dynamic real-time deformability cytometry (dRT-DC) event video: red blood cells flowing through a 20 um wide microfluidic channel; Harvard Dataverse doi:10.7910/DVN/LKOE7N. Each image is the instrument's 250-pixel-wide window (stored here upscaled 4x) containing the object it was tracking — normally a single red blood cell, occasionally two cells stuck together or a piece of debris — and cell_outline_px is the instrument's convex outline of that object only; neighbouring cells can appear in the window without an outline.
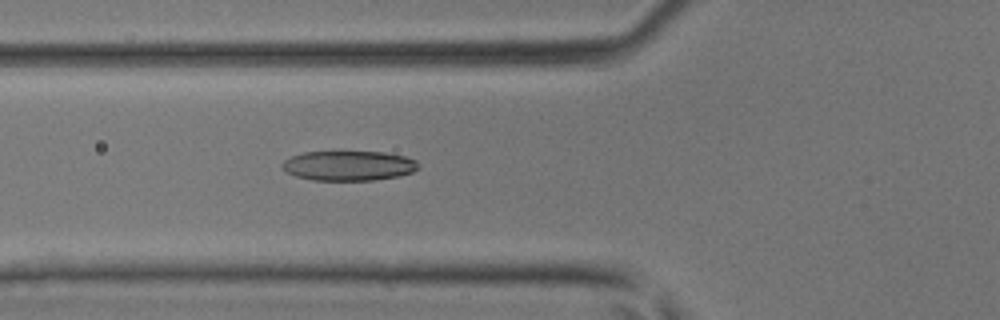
{"species": "common noctule bat (a hibernating species)", "species_latin": "Nyctalus noctula", "temperature_condition": "room temperature", "stored_images_in_passage": 46, "segment_of_instrument_passage": [1, 2], "camera_frame_rate_fps": 3000, "um_per_image_px": 0.085, "animal": {"sex": "male", "body_mass_g": 17.9, "forearm_length_mm": 54.2}, "frame": {"image": 1, "passage_image": 17, "time_ms": 5.333, "image_size_px": [1000, 320], "cell_outline_px": [[420, 168], [412, 172], [400, 176], [372, 180], [312, 180], [296, 176], [288, 172], [280, 164], [284, 160], [292, 156], [304, 152], [384, 152], [404, 156], [416, 160], [420, 164]], "centroid_in_image_um": [29.68, 14.08], "position_along_channel_um": 96.1, "area_um2": 23.64}}
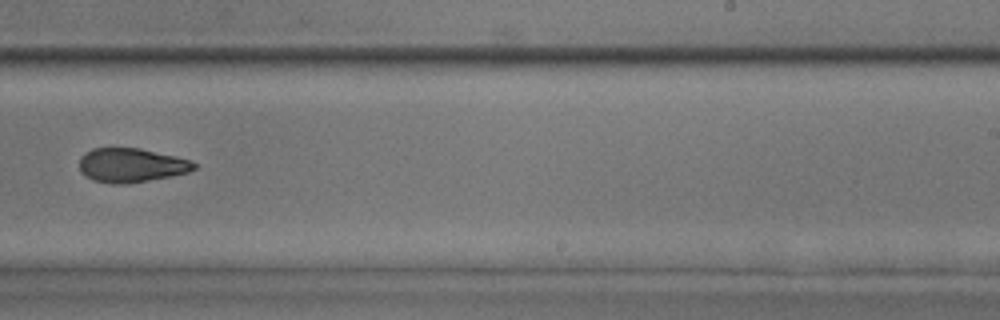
{"frame": {"image": 2, "passage_image": 29, "time_ms": 9.333, "image_size_px": [1000, 320], "cell_outline_px": [[200, 164], [196, 168], [188, 172], [172, 176], [124, 184], [112, 184], [92, 180], [84, 176], [80, 172], [80, 156], [84, 152], [92, 148], [140, 148], [176, 156], [192, 160]], "centroid_in_image_um": [11.16, 14.04], "position_along_channel_um": 277.8, "area_um2": 23.12}}
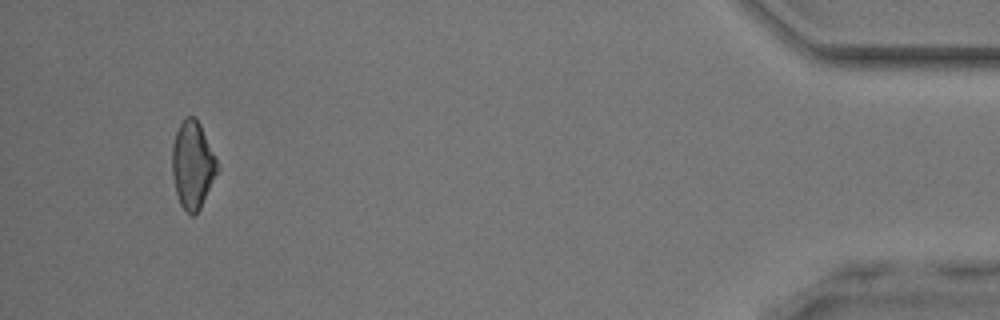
{"frame": {"image": 3, "passage_image": 43, "time_ms": 14.0, "image_size_px": [1000, 320], "cell_outline_px": [[220, 168], [200, 208], [192, 216], [180, 204], [176, 192], [172, 176], [172, 144], [176, 132], [184, 116], [196, 116], [200, 124]], "centroid_in_image_um": [16.36, 13.99], "position_along_channel_um": 418.8, "area_um2": 22.89}}